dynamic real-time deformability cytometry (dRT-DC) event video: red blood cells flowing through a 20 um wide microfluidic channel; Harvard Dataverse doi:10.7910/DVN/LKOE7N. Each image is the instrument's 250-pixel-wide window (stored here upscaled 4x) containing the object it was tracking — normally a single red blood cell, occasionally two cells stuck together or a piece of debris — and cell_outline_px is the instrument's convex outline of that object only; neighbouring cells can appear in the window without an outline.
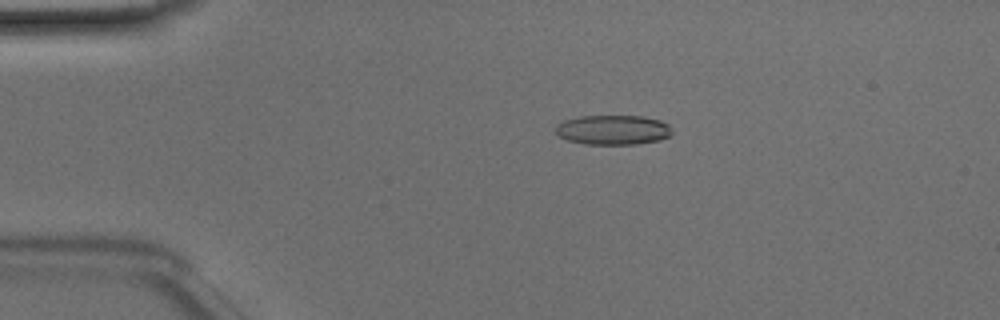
{"species": "Egyptian fruit bat (a non-hibernating species)", "species_latin": "Rousettus aegyptiacus", "temperature_condition": "room temperature", "stored_images_in_passage": 48, "camera_frame_rate_fps": 3000, "um_per_image_px": 0.085, "animal": {"sex": "male"}, "frame": {"image": 1, "passage_image": 9, "time_ms": 2.667, "image_size_px": [1000, 320], "cell_outline_px": [[672, 132], [668, 136], [660, 140], [636, 144], [584, 144], [568, 140], [560, 136], [556, 132], [556, 124], [564, 120], [580, 116], [644, 116], [660, 120], [668, 124], [672, 128]], "centroid_in_image_um": [52.12, 11.03], "position_along_channel_um": 32.9, "area_um2": 20.17}}
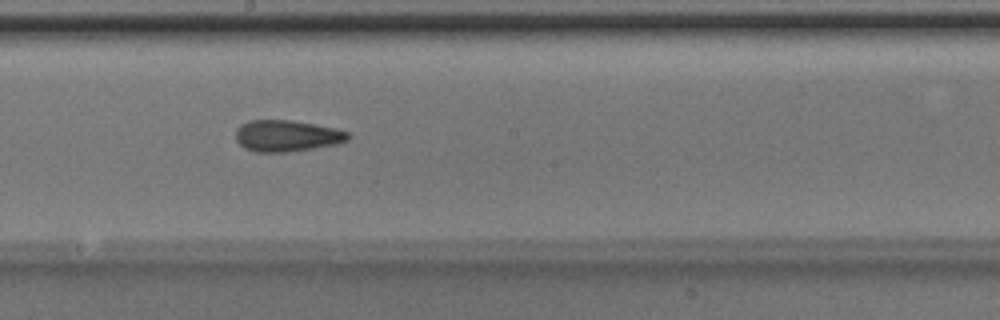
{"frame": {"image": 2, "passage_image": 26, "time_ms": 8.333, "image_size_px": [1000, 320], "cell_outline_px": [[348, 140], [336, 144], [288, 152], [256, 152], [244, 148], [236, 140], [236, 128], [240, 124], [248, 120], [288, 120], [336, 128], [348, 132]], "centroid_in_image_um": [24.33, 11.54], "position_along_channel_um": 223.9, "area_um2": 20.46}}
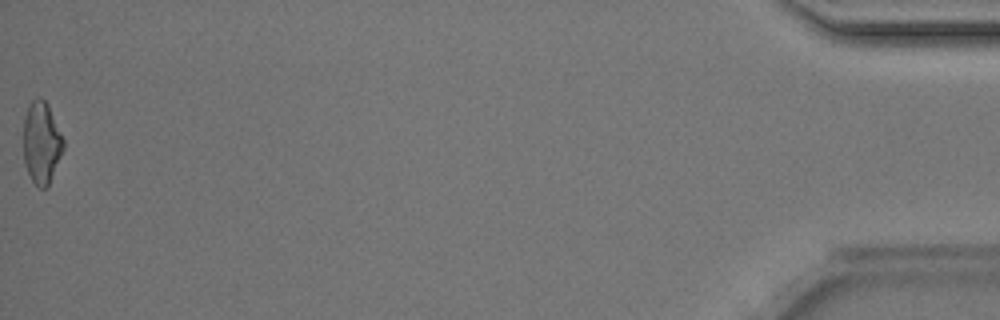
{"frame": {"image": 3, "passage_image": 48, "time_ms": 15.667, "image_size_px": [1000, 320], "cell_outline_px": [[64, 148], [48, 188], [40, 188], [32, 180], [24, 164], [24, 116], [28, 104], [36, 96], [40, 96], [48, 104], [64, 140]], "centroid_in_image_um": [3.53, 12.11], "position_along_channel_um": 431.7, "area_um2": 19.25}, "authors_computed_cell_mechanics": {"area_um2": 20.0855, "velocity_mm_per_s": 4.1745, "shape_relaxation_time_tau1_ms": null, "shape_relaxation_time_tau2_ms": 2.3827, "deformation_change_tau1": null, "deformation_change_tau2": 0.111}}